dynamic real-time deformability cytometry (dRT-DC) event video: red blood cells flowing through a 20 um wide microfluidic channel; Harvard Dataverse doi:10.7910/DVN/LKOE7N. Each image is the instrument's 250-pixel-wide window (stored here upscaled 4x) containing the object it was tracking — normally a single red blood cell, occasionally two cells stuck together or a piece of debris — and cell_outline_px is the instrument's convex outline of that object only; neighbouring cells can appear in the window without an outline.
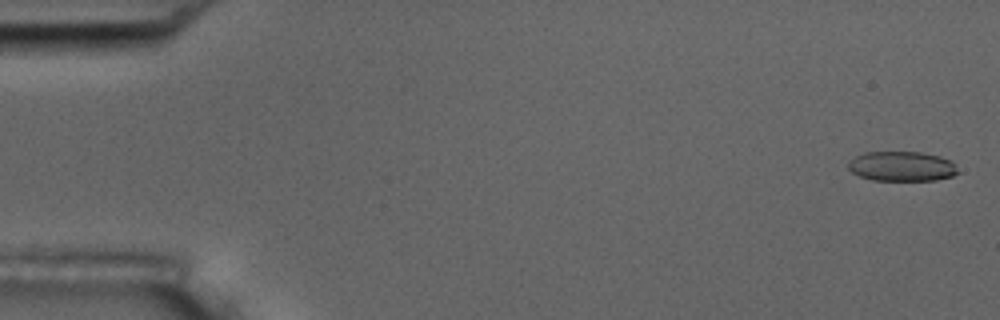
{"species": "common noctule bat (a hibernating species)", "species_latin": "Nyctalus noctula", "temperature_condition": "room temperature", "stored_images_in_passage": 56, "camera_frame_rate_fps": 3000, "um_per_image_px": 0.085, "animal": {"sex": "male", "body_mass_g": 17.5, "forearm_length_mm": 52.3}, "frame": {"image": 1, "passage_image": 2, "time_ms": 0.333, "image_size_px": [1000, 320], "cell_outline_px": [[960, 172], [952, 176], [936, 180], [872, 180], [860, 176], [852, 172], [848, 168], [848, 160], [864, 152], [920, 152], [940, 156], [952, 160], [956, 164]], "centroid_in_image_um": [76.68, 14.13], "position_along_channel_um": 8.3, "area_um2": 19.25}}
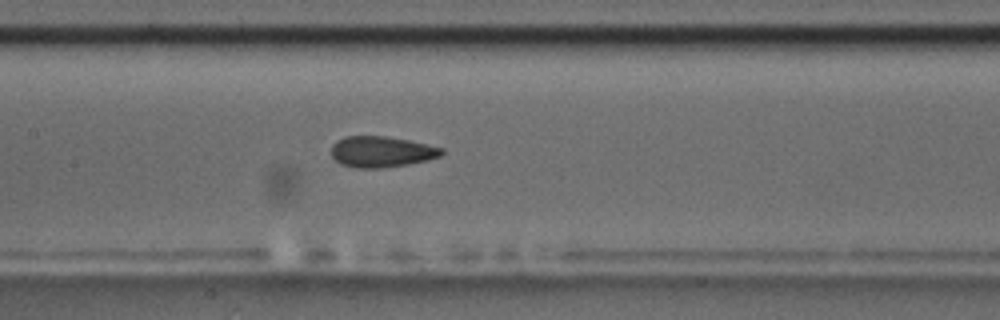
{"frame": {"image": 2, "passage_image": 27, "time_ms": 8.667, "image_size_px": [1000, 320], "cell_outline_px": [[444, 152], [440, 156], [428, 160], [408, 164], [384, 168], [356, 168], [340, 164], [332, 156], [332, 144], [336, 140], [344, 136], [388, 136], [428, 144], [444, 148]], "centroid_in_image_um": [32.43, 12.89], "position_along_channel_um": 175.0, "area_um2": 20.11}}
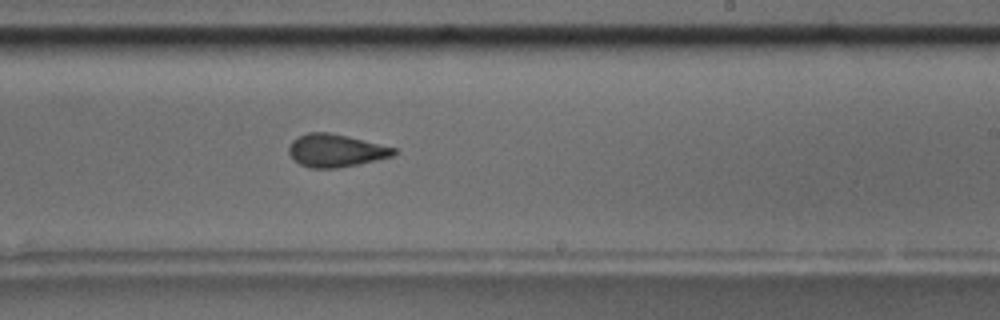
{"frame": {"image": 3, "passage_image": 34, "time_ms": 11.0, "image_size_px": [1000, 320], "cell_outline_px": [[396, 152], [392, 156], [356, 164], [336, 168], [312, 168], [300, 164], [288, 152], [288, 148], [292, 140], [296, 136], [308, 132], [328, 132], [348, 136], [396, 148]], "centroid_in_image_um": [28.5, 12.78], "position_along_channel_um": 260.5, "area_um2": 19.83}, "authors_computed_cell_mechanics": {"area_um2": 20.2878, "velocity_mm_per_s": 3.6773, "shape_relaxation_time_tau1_ms": 8.2385, "shape_relaxation_time_tau2_ms": 1.9877, "deformation_change_tau1": 0.1895, "deformation_change_tau2": 0.0852}}